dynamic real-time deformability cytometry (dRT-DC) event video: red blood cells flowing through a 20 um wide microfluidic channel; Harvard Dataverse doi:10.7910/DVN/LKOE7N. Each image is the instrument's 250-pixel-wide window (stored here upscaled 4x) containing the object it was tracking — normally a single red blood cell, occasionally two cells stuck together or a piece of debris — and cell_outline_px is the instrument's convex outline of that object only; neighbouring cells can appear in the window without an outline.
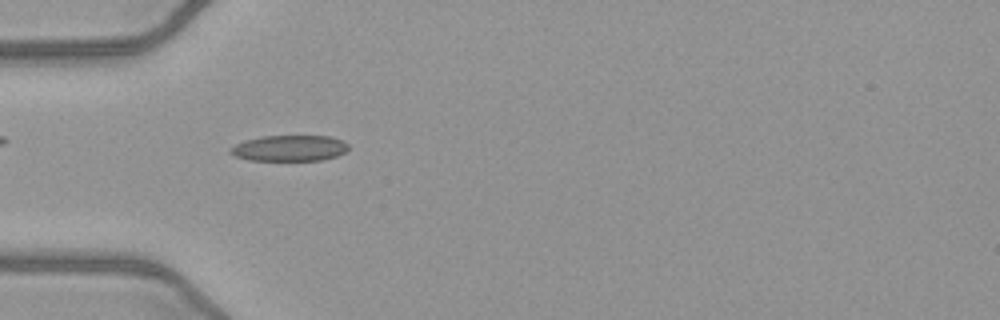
{"species": "common noctule bat (a hibernating species)", "species_latin": "Nyctalus noctula", "temperature_condition": "warm", "stored_images_in_passage": 51, "camera_frame_rate_fps": 3000, "um_per_image_px": 0.085, "animal": {"sex": "female", "body_mass_g": 21.9}, "frame": {"image": 1, "passage_image": 16, "time_ms": 5.0, "image_size_px": [1000, 320], "cell_outline_px": [[348, 148], [344, 152], [336, 156], [320, 160], [248, 160], [236, 156], [228, 152], [228, 148], [244, 140], [260, 136], [328, 136], [340, 140], [348, 144]], "centroid_in_image_um": [24.54, 12.59], "position_along_channel_um": 60.5, "area_um2": 17.74}}
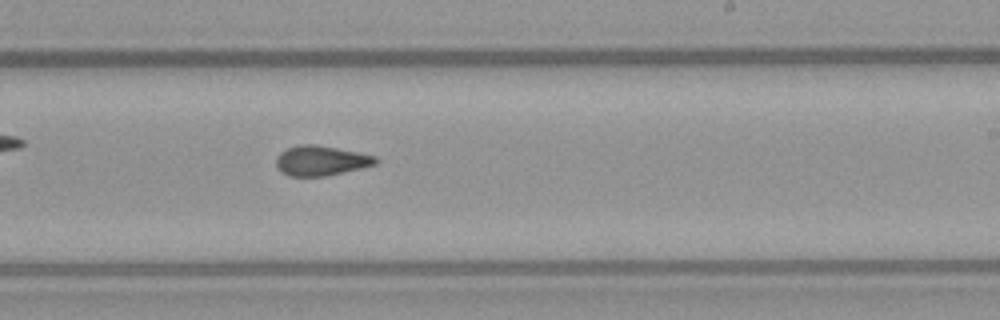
{"frame": {"image": 2, "passage_image": 31, "time_ms": 10.0, "image_size_px": [1000, 320], "cell_outline_px": [[380, 160], [376, 164], [360, 168], [324, 176], [288, 176], [280, 172], [276, 168], [276, 156], [280, 152], [288, 148], [300, 144], [316, 144], [376, 156]], "centroid_in_image_um": [27.24, 13.65], "position_along_channel_um": 261.8, "area_um2": 17.34}}
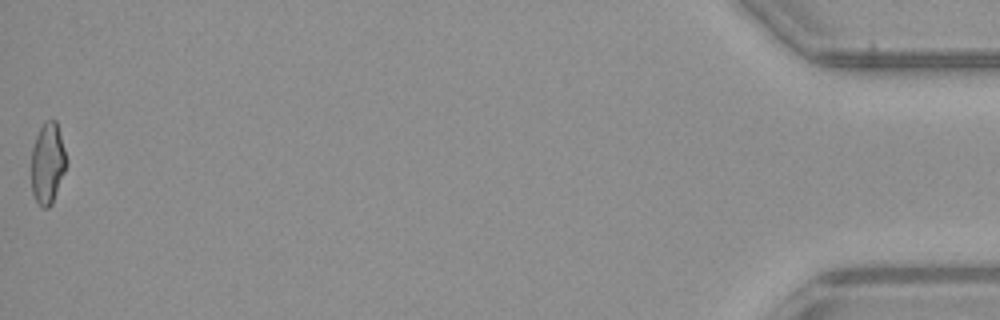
{"frame": {"image": 3, "passage_image": 51, "time_ms": 16.667, "image_size_px": [1000, 320], "cell_outline_px": [[68, 164], [52, 204], [48, 208], [44, 208], [36, 200], [32, 192], [32, 148], [36, 136], [44, 120], [56, 120], [68, 160]], "centroid_in_image_um": [4.07, 13.87], "position_along_channel_um": 431.1, "area_um2": 16.65}, "authors_computed_cell_mechanics": {"area_um2": 17.2244, "velocity_mm_per_s": 4.062, "shape_relaxation_time_tau1_ms": null, "shape_relaxation_time_tau2_ms": 2.1943, "deformation_change_tau1": null, "deformation_change_tau2": 0.0957}}